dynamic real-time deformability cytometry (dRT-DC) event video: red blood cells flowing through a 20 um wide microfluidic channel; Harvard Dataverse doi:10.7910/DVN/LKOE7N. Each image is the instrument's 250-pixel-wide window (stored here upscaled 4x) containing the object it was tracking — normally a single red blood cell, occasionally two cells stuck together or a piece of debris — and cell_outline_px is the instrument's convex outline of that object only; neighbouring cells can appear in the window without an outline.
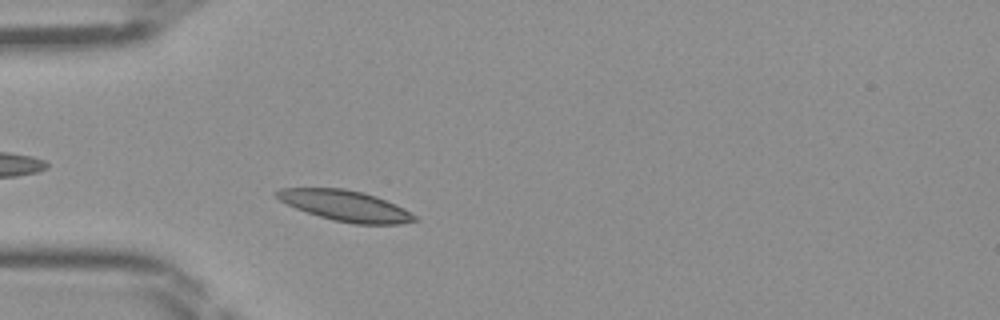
{"species": "Egyptian fruit bat (a non-hibernating species)", "species_latin": "Rousettus aegyptiacus", "temperature_condition": "room temperature", "stored_images_in_passage": 39, "camera_frame_rate_fps": 3000, "um_per_image_px": 0.085, "frame": {"image": 1, "passage_image": 6, "time_ms": 1.667, "image_size_px": [1000, 320], "cell_outline_px": [[416, 220], [400, 224], [356, 224], [332, 220], [296, 208], [280, 200], [276, 196], [276, 192], [280, 188], [344, 188], [364, 192], [376, 196], [396, 204], [404, 208], [416, 216]], "centroid_in_image_um": [29.38, 17.48], "position_along_channel_um": 55.6, "area_um2": 24.45}}
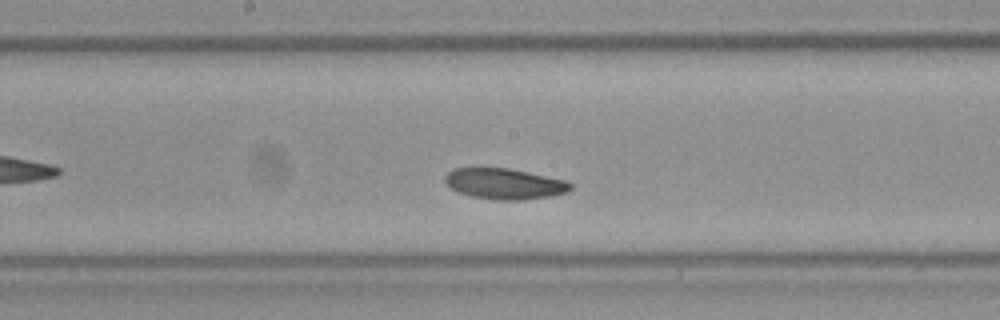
{"frame": {"image": 2, "passage_image": 17, "time_ms": 5.333, "image_size_px": [1000, 320], "cell_outline_px": [[572, 188], [568, 192], [552, 196], [520, 200], [500, 200], [472, 196], [460, 192], [452, 188], [444, 180], [444, 176], [452, 168], [508, 168], [528, 172], [564, 180], [572, 184]], "centroid_in_image_um": [42.9, 15.62], "position_along_channel_um": 205.3, "area_um2": 22.31}}
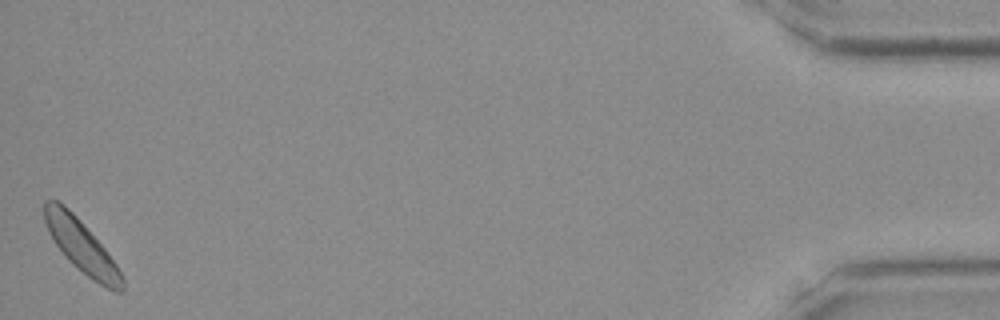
{"frame": {"image": 3, "passage_image": 39, "time_ms": 12.667, "image_size_px": [1000, 320], "cell_outline_px": [[124, 292], [116, 292], [92, 280], [72, 264], [64, 256], [48, 232], [44, 220], [44, 200], [56, 200], [68, 208], [80, 220], [104, 248], [116, 264], [124, 280]], "centroid_in_image_um": [6.91, 20.94], "position_along_channel_um": 428.3, "area_um2": 23.47}}